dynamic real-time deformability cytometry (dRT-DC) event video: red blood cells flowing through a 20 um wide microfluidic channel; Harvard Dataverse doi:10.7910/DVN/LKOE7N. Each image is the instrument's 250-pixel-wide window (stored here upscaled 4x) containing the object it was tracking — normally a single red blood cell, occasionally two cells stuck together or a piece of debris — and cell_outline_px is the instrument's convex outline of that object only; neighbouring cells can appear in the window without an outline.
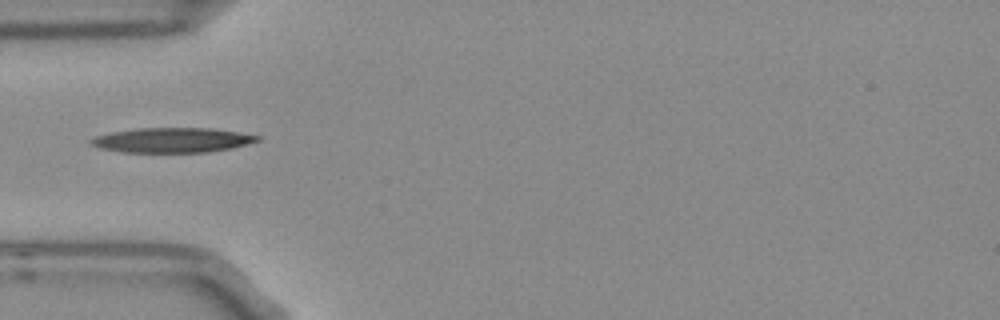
{"species": "Egyptian fruit bat (a non-hibernating species)", "species_latin": "Rousettus aegyptiacus", "temperature_condition": "room temperature", "stored_images_in_passage": 5, "camera_frame_rate_fps": 3000, "um_per_image_px": 0.085, "frame": {"image": 1, "passage_image": 5, "time_ms": 1.333, "image_size_px": [1000, 320], "cell_outline_px": [[260, 140], [248, 144], [232, 148], [208, 152], [124, 152], [100, 148], [88, 144], [88, 140], [92, 136], [112, 132], [136, 128], [212, 128], [260, 136]], "centroid_in_image_um": [14.58, 11.91], "position_along_channel_um": 70.4, "area_um2": 24.16}}